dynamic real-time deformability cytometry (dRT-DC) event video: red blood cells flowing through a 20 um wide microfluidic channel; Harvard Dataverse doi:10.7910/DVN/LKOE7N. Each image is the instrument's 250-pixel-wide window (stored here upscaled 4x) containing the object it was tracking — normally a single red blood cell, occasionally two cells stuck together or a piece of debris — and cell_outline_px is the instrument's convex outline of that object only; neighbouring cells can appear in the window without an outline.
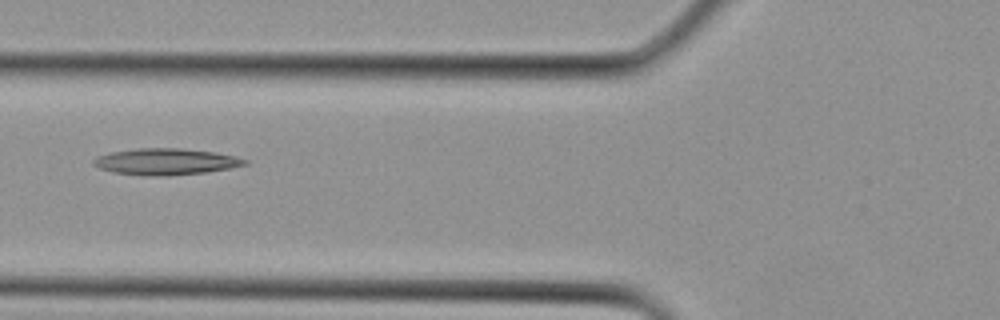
{"species": "Egyptian fruit bat (a non-hibernating species)", "species_latin": "Rousettus aegyptiacus", "temperature_condition": "cold", "stored_images_in_passage": 4, "camera_frame_rate_fps": 3000, "um_per_image_px": 0.085, "animal": {"sex": "female"}, "frame": {"image": 1, "passage_image": 4, "time_ms": 1.0, "image_size_px": [1000, 320], "cell_outline_px": [[248, 164], [208, 172], [168, 176], [144, 176], [112, 172], [100, 168], [92, 164], [92, 160], [96, 156], [112, 152], [136, 148], [180, 148], [212, 152], [236, 156], [248, 160]], "centroid_in_image_um": [14.06, 13.74], "position_along_channel_um": 111.7, "area_um2": 23.41}}